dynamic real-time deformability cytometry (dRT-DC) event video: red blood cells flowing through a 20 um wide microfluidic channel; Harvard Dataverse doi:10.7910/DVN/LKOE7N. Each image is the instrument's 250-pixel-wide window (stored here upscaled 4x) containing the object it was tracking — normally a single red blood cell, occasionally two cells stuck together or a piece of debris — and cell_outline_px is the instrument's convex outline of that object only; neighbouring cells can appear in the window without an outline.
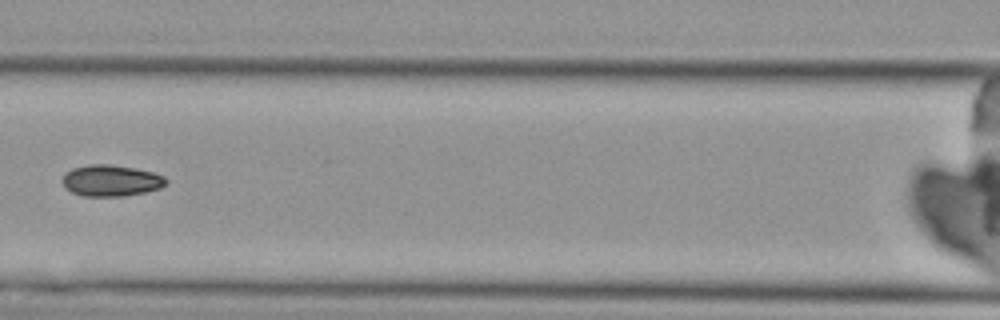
{"species": "Egyptian fruit bat (a non-hibernating species)", "species_latin": "Rousettus aegyptiacus", "temperature_condition": "cold", "stored_images_in_passage": 6, "camera_frame_rate_fps": 3000, "um_per_image_px": 0.085, "animal": {"sex": "female"}, "frame": {"image": 1, "passage_image": 6, "time_ms": 7.667, "image_size_px": [1000, 320], "cell_outline_px": [[168, 184], [160, 188], [144, 192], [124, 196], [80, 196], [64, 188], [60, 180], [64, 172], [72, 168], [88, 164], [112, 164], [136, 168], [152, 172], [164, 176], [168, 180]], "centroid_in_image_um": [9.4, 15.34], "position_along_channel_um": 157.2, "area_um2": 19.36}}